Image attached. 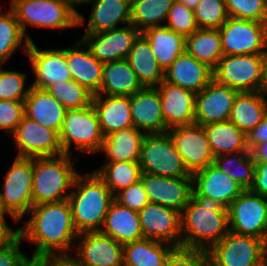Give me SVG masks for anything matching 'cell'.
I'll return each mask as SVG.
<instances>
[{"instance_id": "cell-1", "label": "cell", "mask_w": 267, "mask_h": 266, "mask_svg": "<svg viewBox=\"0 0 267 266\" xmlns=\"http://www.w3.org/2000/svg\"><path fill=\"white\" fill-rule=\"evenodd\" d=\"M28 213L33 215L19 231L23 240L35 242L31 258L45 259L71 251V244L76 243L79 234L73 224L68 199L32 206Z\"/></svg>"}, {"instance_id": "cell-2", "label": "cell", "mask_w": 267, "mask_h": 266, "mask_svg": "<svg viewBox=\"0 0 267 266\" xmlns=\"http://www.w3.org/2000/svg\"><path fill=\"white\" fill-rule=\"evenodd\" d=\"M228 232V209L218 204L192 196L181 212V247L207 251Z\"/></svg>"}, {"instance_id": "cell-3", "label": "cell", "mask_w": 267, "mask_h": 266, "mask_svg": "<svg viewBox=\"0 0 267 266\" xmlns=\"http://www.w3.org/2000/svg\"><path fill=\"white\" fill-rule=\"evenodd\" d=\"M69 194L73 224L78 234L100 231L114 200L104 181L94 171L84 176L78 174Z\"/></svg>"}, {"instance_id": "cell-4", "label": "cell", "mask_w": 267, "mask_h": 266, "mask_svg": "<svg viewBox=\"0 0 267 266\" xmlns=\"http://www.w3.org/2000/svg\"><path fill=\"white\" fill-rule=\"evenodd\" d=\"M71 155L33 158L32 206L68 199L78 172Z\"/></svg>"}, {"instance_id": "cell-5", "label": "cell", "mask_w": 267, "mask_h": 266, "mask_svg": "<svg viewBox=\"0 0 267 266\" xmlns=\"http://www.w3.org/2000/svg\"><path fill=\"white\" fill-rule=\"evenodd\" d=\"M213 79L238 92H266V55H223Z\"/></svg>"}, {"instance_id": "cell-6", "label": "cell", "mask_w": 267, "mask_h": 266, "mask_svg": "<svg viewBox=\"0 0 267 266\" xmlns=\"http://www.w3.org/2000/svg\"><path fill=\"white\" fill-rule=\"evenodd\" d=\"M9 6L29 42L33 40L25 34L27 24L56 29L78 26V13L65 0H12Z\"/></svg>"}, {"instance_id": "cell-7", "label": "cell", "mask_w": 267, "mask_h": 266, "mask_svg": "<svg viewBox=\"0 0 267 266\" xmlns=\"http://www.w3.org/2000/svg\"><path fill=\"white\" fill-rule=\"evenodd\" d=\"M59 139L64 154L71 155L72 144L83 153L94 154L101 150L104 136L92 104L80 109L66 110Z\"/></svg>"}, {"instance_id": "cell-8", "label": "cell", "mask_w": 267, "mask_h": 266, "mask_svg": "<svg viewBox=\"0 0 267 266\" xmlns=\"http://www.w3.org/2000/svg\"><path fill=\"white\" fill-rule=\"evenodd\" d=\"M139 165L142 173L169 178H192L168 131L144 136Z\"/></svg>"}, {"instance_id": "cell-9", "label": "cell", "mask_w": 267, "mask_h": 266, "mask_svg": "<svg viewBox=\"0 0 267 266\" xmlns=\"http://www.w3.org/2000/svg\"><path fill=\"white\" fill-rule=\"evenodd\" d=\"M206 252L208 266H263L267 260L262 239L231 231Z\"/></svg>"}, {"instance_id": "cell-10", "label": "cell", "mask_w": 267, "mask_h": 266, "mask_svg": "<svg viewBox=\"0 0 267 266\" xmlns=\"http://www.w3.org/2000/svg\"><path fill=\"white\" fill-rule=\"evenodd\" d=\"M219 33L223 55L267 54V23L228 17Z\"/></svg>"}, {"instance_id": "cell-11", "label": "cell", "mask_w": 267, "mask_h": 266, "mask_svg": "<svg viewBox=\"0 0 267 266\" xmlns=\"http://www.w3.org/2000/svg\"><path fill=\"white\" fill-rule=\"evenodd\" d=\"M4 179L0 191L3 204L20 221L32 207L33 158L15 157Z\"/></svg>"}, {"instance_id": "cell-12", "label": "cell", "mask_w": 267, "mask_h": 266, "mask_svg": "<svg viewBox=\"0 0 267 266\" xmlns=\"http://www.w3.org/2000/svg\"><path fill=\"white\" fill-rule=\"evenodd\" d=\"M229 231L263 239L267 224V199L244 190L227 208Z\"/></svg>"}, {"instance_id": "cell-13", "label": "cell", "mask_w": 267, "mask_h": 266, "mask_svg": "<svg viewBox=\"0 0 267 266\" xmlns=\"http://www.w3.org/2000/svg\"><path fill=\"white\" fill-rule=\"evenodd\" d=\"M10 136L18 149L16 157L43 158L64 154L59 133L25 115Z\"/></svg>"}, {"instance_id": "cell-14", "label": "cell", "mask_w": 267, "mask_h": 266, "mask_svg": "<svg viewBox=\"0 0 267 266\" xmlns=\"http://www.w3.org/2000/svg\"><path fill=\"white\" fill-rule=\"evenodd\" d=\"M167 131L191 175L213 164L214 155L202 126L193 123L173 127Z\"/></svg>"}, {"instance_id": "cell-15", "label": "cell", "mask_w": 267, "mask_h": 266, "mask_svg": "<svg viewBox=\"0 0 267 266\" xmlns=\"http://www.w3.org/2000/svg\"><path fill=\"white\" fill-rule=\"evenodd\" d=\"M193 196L201 201L228 208L244 191L241 185L213 164L193 173Z\"/></svg>"}, {"instance_id": "cell-16", "label": "cell", "mask_w": 267, "mask_h": 266, "mask_svg": "<svg viewBox=\"0 0 267 266\" xmlns=\"http://www.w3.org/2000/svg\"><path fill=\"white\" fill-rule=\"evenodd\" d=\"M144 239L181 247V213L149 202L138 212Z\"/></svg>"}, {"instance_id": "cell-17", "label": "cell", "mask_w": 267, "mask_h": 266, "mask_svg": "<svg viewBox=\"0 0 267 266\" xmlns=\"http://www.w3.org/2000/svg\"><path fill=\"white\" fill-rule=\"evenodd\" d=\"M140 32L132 24L99 33H84L81 40L100 62L108 63L127 59Z\"/></svg>"}, {"instance_id": "cell-18", "label": "cell", "mask_w": 267, "mask_h": 266, "mask_svg": "<svg viewBox=\"0 0 267 266\" xmlns=\"http://www.w3.org/2000/svg\"><path fill=\"white\" fill-rule=\"evenodd\" d=\"M140 180L151 203L180 213L193 196L192 178H169L142 173Z\"/></svg>"}, {"instance_id": "cell-19", "label": "cell", "mask_w": 267, "mask_h": 266, "mask_svg": "<svg viewBox=\"0 0 267 266\" xmlns=\"http://www.w3.org/2000/svg\"><path fill=\"white\" fill-rule=\"evenodd\" d=\"M238 91L214 79L196 93L195 123L200 126L228 121Z\"/></svg>"}, {"instance_id": "cell-20", "label": "cell", "mask_w": 267, "mask_h": 266, "mask_svg": "<svg viewBox=\"0 0 267 266\" xmlns=\"http://www.w3.org/2000/svg\"><path fill=\"white\" fill-rule=\"evenodd\" d=\"M76 258L86 266H123V245L100 231L79 234Z\"/></svg>"}, {"instance_id": "cell-21", "label": "cell", "mask_w": 267, "mask_h": 266, "mask_svg": "<svg viewBox=\"0 0 267 266\" xmlns=\"http://www.w3.org/2000/svg\"><path fill=\"white\" fill-rule=\"evenodd\" d=\"M26 55L36 77L32 87L46 90L54 83L72 80L65 59V49L41 50L33 41L29 43Z\"/></svg>"}, {"instance_id": "cell-22", "label": "cell", "mask_w": 267, "mask_h": 266, "mask_svg": "<svg viewBox=\"0 0 267 266\" xmlns=\"http://www.w3.org/2000/svg\"><path fill=\"white\" fill-rule=\"evenodd\" d=\"M158 86L166 131L195 123L196 94L164 80Z\"/></svg>"}, {"instance_id": "cell-23", "label": "cell", "mask_w": 267, "mask_h": 266, "mask_svg": "<svg viewBox=\"0 0 267 266\" xmlns=\"http://www.w3.org/2000/svg\"><path fill=\"white\" fill-rule=\"evenodd\" d=\"M133 127L145 134L166 132L157 88H143L130 96Z\"/></svg>"}, {"instance_id": "cell-24", "label": "cell", "mask_w": 267, "mask_h": 266, "mask_svg": "<svg viewBox=\"0 0 267 266\" xmlns=\"http://www.w3.org/2000/svg\"><path fill=\"white\" fill-rule=\"evenodd\" d=\"M83 46L85 49H81ZM65 59L72 80L93 95L97 94L101 86L103 63L92 55L88 46L80 39L75 46L65 49Z\"/></svg>"}, {"instance_id": "cell-25", "label": "cell", "mask_w": 267, "mask_h": 266, "mask_svg": "<svg viewBox=\"0 0 267 266\" xmlns=\"http://www.w3.org/2000/svg\"><path fill=\"white\" fill-rule=\"evenodd\" d=\"M213 80V69L186 51L164 72V81L199 93Z\"/></svg>"}, {"instance_id": "cell-26", "label": "cell", "mask_w": 267, "mask_h": 266, "mask_svg": "<svg viewBox=\"0 0 267 266\" xmlns=\"http://www.w3.org/2000/svg\"><path fill=\"white\" fill-rule=\"evenodd\" d=\"M92 105L97 113L104 137L118 130L133 127L129 96L95 94L92 98Z\"/></svg>"}, {"instance_id": "cell-27", "label": "cell", "mask_w": 267, "mask_h": 266, "mask_svg": "<svg viewBox=\"0 0 267 266\" xmlns=\"http://www.w3.org/2000/svg\"><path fill=\"white\" fill-rule=\"evenodd\" d=\"M100 232L122 245L144 239L138 212L115 199L110 204Z\"/></svg>"}, {"instance_id": "cell-28", "label": "cell", "mask_w": 267, "mask_h": 266, "mask_svg": "<svg viewBox=\"0 0 267 266\" xmlns=\"http://www.w3.org/2000/svg\"><path fill=\"white\" fill-rule=\"evenodd\" d=\"M24 110L25 116L58 133L66 113L65 107L46 90L35 87H31L24 100Z\"/></svg>"}, {"instance_id": "cell-29", "label": "cell", "mask_w": 267, "mask_h": 266, "mask_svg": "<svg viewBox=\"0 0 267 266\" xmlns=\"http://www.w3.org/2000/svg\"><path fill=\"white\" fill-rule=\"evenodd\" d=\"M137 75L130 67L127 59L103 64V73L98 95L132 96L141 91Z\"/></svg>"}, {"instance_id": "cell-30", "label": "cell", "mask_w": 267, "mask_h": 266, "mask_svg": "<svg viewBox=\"0 0 267 266\" xmlns=\"http://www.w3.org/2000/svg\"><path fill=\"white\" fill-rule=\"evenodd\" d=\"M85 33H99L117 28V23L131 24V0H93Z\"/></svg>"}, {"instance_id": "cell-31", "label": "cell", "mask_w": 267, "mask_h": 266, "mask_svg": "<svg viewBox=\"0 0 267 266\" xmlns=\"http://www.w3.org/2000/svg\"><path fill=\"white\" fill-rule=\"evenodd\" d=\"M127 60L143 88H156L164 80V71L142 33L135 39Z\"/></svg>"}, {"instance_id": "cell-32", "label": "cell", "mask_w": 267, "mask_h": 266, "mask_svg": "<svg viewBox=\"0 0 267 266\" xmlns=\"http://www.w3.org/2000/svg\"><path fill=\"white\" fill-rule=\"evenodd\" d=\"M146 134L130 127L121 129L104 137L100 152H105L107 161L111 162H139L141 145Z\"/></svg>"}, {"instance_id": "cell-33", "label": "cell", "mask_w": 267, "mask_h": 266, "mask_svg": "<svg viewBox=\"0 0 267 266\" xmlns=\"http://www.w3.org/2000/svg\"><path fill=\"white\" fill-rule=\"evenodd\" d=\"M142 34L149 41L152 53L164 72L185 52L186 37L166 26L151 27Z\"/></svg>"}, {"instance_id": "cell-34", "label": "cell", "mask_w": 267, "mask_h": 266, "mask_svg": "<svg viewBox=\"0 0 267 266\" xmlns=\"http://www.w3.org/2000/svg\"><path fill=\"white\" fill-rule=\"evenodd\" d=\"M267 92H238L229 120L246 135L262 122Z\"/></svg>"}, {"instance_id": "cell-35", "label": "cell", "mask_w": 267, "mask_h": 266, "mask_svg": "<svg viewBox=\"0 0 267 266\" xmlns=\"http://www.w3.org/2000/svg\"><path fill=\"white\" fill-rule=\"evenodd\" d=\"M214 157L236 151H250L247 135L230 120L202 126Z\"/></svg>"}, {"instance_id": "cell-36", "label": "cell", "mask_w": 267, "mask_h": 266, "mask_svg": "<svg viewBox=\"0 0 267 266\" xmlns=\"http://www.w3.org/2000/svg\"><path fill=\"white\" fill-rule=\"evenodd\" d=\"M174 247L168 243L141 239L123 245V266H163Z\"/></svg>"}, {"instance_id": "cell-37", "label": "cell", "mask_w": 267, "mask_h": 266, "mask_svg": "<svg viewBox=\"0 0 267 266\" xmlns=\"http://www.w3.org/2000/svg\"><path fill=\"white\" fill-rule=\"evenodd\" d=\"M185 51L214 69L223 57L219 29H198L186 36Z\"/></svg>"}, {"instance_id": "cell-38", "label": "cell", "mask_w": 267, "mask_h": 266, "mask_svg": "<svg viewBox=\"0 0 267 266\" xmlns=\"http://www.w3.org/2000/svg\"><path fill=\"white\" fill-rule=\"evenodd\" d=\"M213 165L235 180L244 190L253 186L255 162L250 151H236L219 155L214 157Z\"/></svg>"}, {"instance_id": "cell-39", "label": "cell", "mask_w": 267, "mask_h": 266, "mask_svg": "<svg viewBox=\"0 0 267 266\" xmlns=\"http://www.w3.org/2000/svg\"><path fill=\"white\" fill-rule=\"evenodd\" d=\"M175 0H131V24L142 33L151 27L164 26Z\"/></svg>"}, {"instance_id": "cell-40", "label": "cell", "mask_w": 267, "mask_h": 266, "mask_svg": "<svg viewBox=\"0 0 267 266\" xmlns=\"http://www.w3.org/2000/svg\"><path fill=\"white\" fill-rule=\"evenodd\" d=\"M115 196L118 192L140 180L142 171L139 162L105 163L94 171Z\"/></svg>"}, {"instance_id": "cell-41", "label": "cell", "mask_w": 267, "mask_h": 266, "mask_svg": "<svg viewBox=\"0 0 267 266\" xmlns=\"http://www.w3.org/2000/svg\"><path fill=\"white\" fill-rule=\"evenodd\" d=\"M29 43L13 10L0 13V65H4L18 47L26 54Z\"/></svg>"}, {"instance_id": "cell-42", "label": "cell", "mask_w": 267, "mask_h": 266, "mask_svg": "<svg viewBox=\"0 0 267 266\" xmlns=\"http://www.w3.org/2000/svg\"><path fill=\"white\" fill-rule=\"evenodd\" d=\"M46 91L66 110L80 109L92 104L93 94L74 80L54 83Z\"/></svg>"}, {"instance_id": "cell-43", "label": "cell", "mask_w": 267, "mask_h": 266, "mask_svg": "<svg viewBox=\"0 0 267 266\" xmlns=\"http://www.w3.org/2000/svg\"><path fill=\"white\" fill-rule=\"evenodd\" d=\"M193 11L199 29H219L229 17L225 0H201Z\"/></svg>"}, {"instance_id": "cell-44", "label": "cell", "mask_w": 267, "mask_h": 266, "mask_svg": "<svg viewBox=\"0 0 267 266\" xmlns=\"http://www.w3.org/2000/svg\"><path fill=\"white\" fill-rule=\"evenodd\" d=\"M228 16L267 23L265 0H225Z\"/></svg>"}, {"instance_id": "cell-45", "label": "cell", "mask_w": 267, "mask_h": 266, "mask_svg": "<svg viewBox=\"0 0 267 266\" xmlns=\"http://www.w3.org/2000/svg\"><path fill=\"white\" fill-rule=\"evenodd\" d=\"M26 75L0 67V100L24 101L32 86L24 89Z\"/></svg>"}, {"instance_id": "cell-46", "label": "cell", "mask_w": 267, "mask_h": 266, "mask_svg": "<svg viewBox=\"0 0 267 266\" xmlns=\"http://www.w3.org/2000/svg\"><path fill=\"white\" fill-rule=\"evenodd\" d=\"M166 26L169 30L188 36L199 29L194 11L188 9L182 3L174 1L169 9Z\"/></svg>"}, {"instance_id": "cell-47", "label": "cell", "mask_w": 267, "mask_h": 266, "mask_svg": "<svg viewBox=\"0 0 267 266\" xmlns=\"http://www.w3.org/2000/svg\"><path fill=\"white\" fill-rule=\"evenodd\" d=\"M163 266H208L205 250L174 247L167 255Z\"/></svg>"}, {"instance_id": "cell-48", "label": "cell", "mask_w": 267, "mask_h": 266, "mask_svg": "<svg viewBox=\"0 0 267 266\" xmlns=\"http://www.w3.org/2000/svg\"><path fill=\"white\" fill-rule=\"evenodd\" d=\"M25 115L24 101L0 100V129L11 135Z\"/></svg>"}, {"instance_id": "cell-49", "label": "cell", "mask_w": 267, "mask_h": 266, "mask_svg": "<svg viewBox=\"0 0 267 266\" xmlns=\"http://www.w3.org/2000/svg\"><path fill=\"white\" fill-rule=\"evenodd\" d=\"M114 199L136 212L141 211L150 202L141 180L118 192Z\"/></svg>"}, {"instance_id": "cell-50", "label": "cell", "mask_w": 267, "mask_h": 266, "mask_svg": "<svg viewBox=\"0 0 267 266\" xmlns=\"http://www.w3.org/2000/svg\"><path fill=\"white\" fill-rule=\"evenodd\" d=\"M22 237L19 235L10 245L0 250V266H24L30 259L20 250Z\"/></svg>"}, {"instance_id": "cell-51", "label": "cell", "mask_w": 267, "mask_h": 266, "mask_svg": "<svg viewBox=\"0 0 267 266\" xmlns=\"http://www.w3.org/2000/svg\"><path fill=\"white\" fill-rule=\"evenodd\" d=\"M250 190L267 199V162L255 163L254 183Z\"/></svg>"}, {"instance_id": "cell-52", "label": "cell", "mask_w": 267, "mask_h": 266, "mask_svg": "<svg viewBox=\"0 0 267 266\" xmlns=\"http://www.w3.org/2000/svg\"><path fill=\"white\" fill-rule=\"evenodd\" d=\"M267 141V123L262 120L254 129L247 134L248 149L251 150L257 144Z\"/></svg>"}, {"instance_id": "cell-53", "label": "cell", "mask_w": 267, "mask_h": 266, "mask_svg": "<svg viewBox=\"0 0 267 266\" xmlns=\"http://www.w3.org/2000/svg\"><path fill=\"white\" fill-rule=\"evenodd\" d=\"M19 235V228L13 230L7 221H0V250L10 245Z\"/></svg>"}, {"instance_id": "cell-54", "label": "cell", "mask_w": 267, "mask_h": 266, "mask_svg": "<svg viewBox=\"0 0 267 266\" xmlns=\"http://www.w3.org/2000/svg\"><path fill=\"white\" fill-rule=\"evenodd\" d=\"M48 266H86L69 254L54 255L45 258Z\"/></svg>"}, {"instance_id": "cell-55", "label": "cell", "mask_w": 267, "mask_h": 266, "mask_svg": "<svg viewBox=\"0 0 267 266\" xmlns=\"http://www.w3.org/2000/svg\"><path fill=\"white\" fill-rule=\"evenodd\" d=\"M250 152L255 163L267 162V141L257 144Z\"/></svg>"}, {"instance_id": "cell-56", "label": "cell", "mask_w": 267, "mask_h": 266, "mask_svg": "<svg viewBox=\"0 0 267 266\" xmlns=\"http://www.w3.org/2000/svg\"><path fill=\"white\" fill-rule=\"evenodd\" d=\"M77 13H78V26L84 24V17L75 9L77 5H81L82 3L89 4L93 0H65Z\"/></svg>"}, {"instance_id": "cell-57", "label": "cell", "mask_w": 267, "mask_h": 266, "mask_svg": "<svg viewBox=\"0 0 267 266\" xmlns=\"http://www.w3.org/2000/svg\"><path fill=\"white\" fill-rule=\"evenodd\" d=\"M24 266H48L46 259L30 258Z\"/></svg>"}, {"instance_id": "cell-58", "label": "cell", "mask_w": 267, "mask_h": 266, "mask_svg": "<svg viewBox=\"0 0 267 266\" xmlns=\"http://www.w3.org/2000/svg\"><path fill=\"white\" fill-rule=\"evenodd\" d=\"M5 215H8L12 218V220H14L15 222H18L9 212L8 210L5 208L4 204H3V200L2 197L0 195V221H6V217Z\"/></svg>"}, {"instance_id": "cell-59", "label": "cell", "mask_w": 267, "mask_h": 266, "mask_svg": "<svg viewBox=\"0 0 267 266\" xmlns=\"http://www.w3.org/2000/svg\"><path fill=\"white\" fill-rule=\"evenodd\" d=\"M186 6L188 9L194 10L201 0H176Z\"/></svg>"}, {"instance_id": "cell-60", "label": "cell", "mask_w": 267, "mask_h": 266, "mask_svg": "<svg viewBox=\"0 0 267 266\" xmlns=\"http://www.w3.org/2000/svg\"><path fill=\"white\" fill-rule=\"evenodd\" d=\"M262 240H263L264 246H265V248L267 250V224H266V228H265V234H264Z\"/></svg>"}, {"instance_id": "cell-61", "label": "cell", "mask_w": 267, "mask_h": 266, "mask_svg": "<svg viewBox=\"0 0 267 266\" xmlns=\"http://www.w3.org/2000/svg\"><path fill=\"white\" fill-rule=\"evenodd\" d=\"M263 120L267 123V100L265 101V109H264Z\"/></svg>"}, {"instance_id": "cell-62", "label": "cell", "mask_w": 267, "mask_h": 266, "mask_svg": "<svg viewBox=\"0 0 267 266\" xmlns=\"http://www.w3.org/2000/svg\"><path fill=\"white\" fill-rule=\"evenodd\" d=\"M266 92H267V54H266Z\"/></svg>"}]
</instances>
